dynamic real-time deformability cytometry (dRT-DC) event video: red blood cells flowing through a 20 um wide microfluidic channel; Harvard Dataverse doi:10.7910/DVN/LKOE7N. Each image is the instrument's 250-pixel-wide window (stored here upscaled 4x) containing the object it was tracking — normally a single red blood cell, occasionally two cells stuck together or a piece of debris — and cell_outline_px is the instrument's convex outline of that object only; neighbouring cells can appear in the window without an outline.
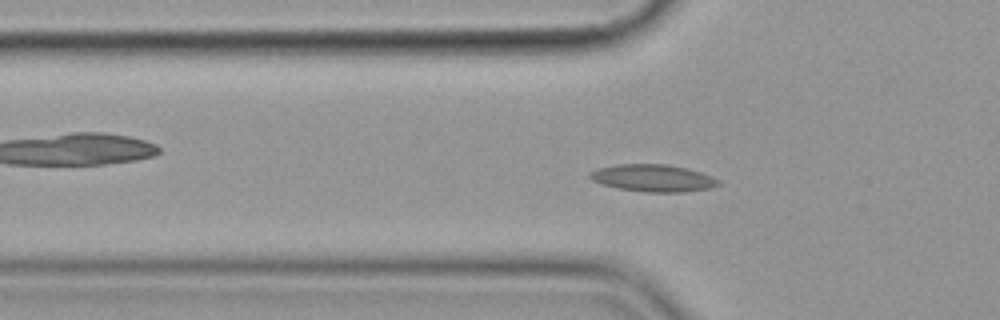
{"species": "common noctule bat (a hibernating species)", "species_latin": "Nyctalus noctula", "temperature_condition": "cold", "stored_images_in_passage": 48, "camera_frame_rate_fps": 3000, "um_per_image_px": 0.085, "animal": {"sex": "female", "body_mass_g": 19.9}, "frame": {"image": 1, "passage_image": 10, "time_ms": 3.0, "image_size_px": [1000, 320], "cell_outline_px": [[720, 184], [712, 188], [684, 192], [644, 192], [616, 188], [600, 184], [592, 180], [588, 176], [588, 172], [600, 168], [616, 164], [664, 164], [688, 168], [712, 176], [720, 180]], "centroid_in_image_um": [55.5, 15.14], "position_along_channel_um": 70.3, "area_um2": 20.58}}
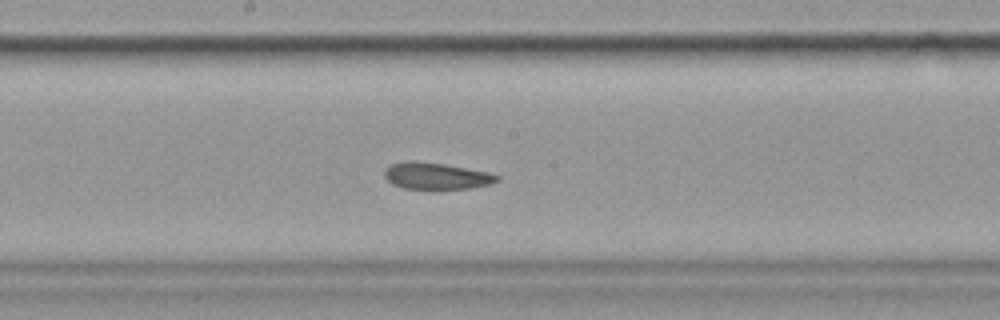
{"frame": {"image": 2, "passage_image": 22, "time_ms": 7.0, "image_size_px": [1000, 320], "cell_outline_px": [[500, 180], [492, 184], [468, 188], [432, 192], [404, 188], [392, 184], [384, 176], [384, 172], [392, 164], [408, 160], [412, 160], [444, 164], [488, 172], [500, 176]], "centroid_in_image_um": [37.1, 15.0], "position_along_channel_um": 211.1, "area_um2": 18.15}}
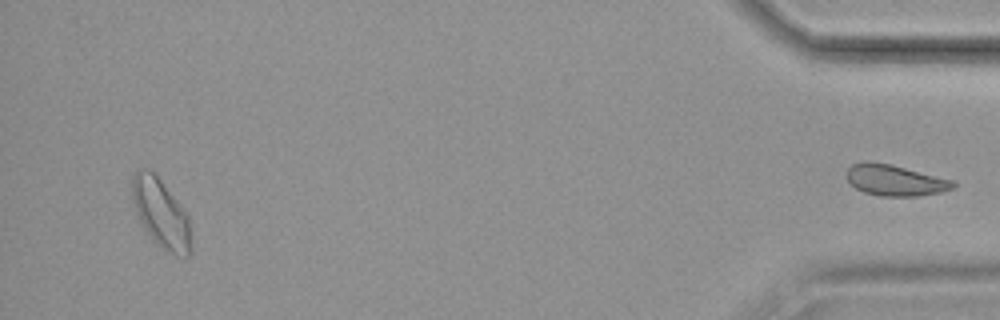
{"frame": {"image": 3, "passage_image": 46, "time_ms": 15.0, "image_size_px": [1000, 320], "cell_outline_px": [[192, 252], [188, 256], [184, 256], [164, 252], [156, 244], [144, 228], [136, 212], [132, 200], [128, 180], [136, 168], [148, 168], [160, 180], [188, 212], [192, 244]], "centroid_in_image_um": [13.66, 18.11], "position_along_channel_um": 421.5, "area_um2": 24.45}, "authors_computed_cell_mechanics": {"area_um2": 18.785, "velocity_mm_per_s": 3.5428, "shape_relaxation_time_tau1_ms": 10.3931, "shape_relaxation_time_tau2_ms": 3.0913, "deformation_change_tau1": 0.1199, "deformation_change_tau2": 0.0952}}